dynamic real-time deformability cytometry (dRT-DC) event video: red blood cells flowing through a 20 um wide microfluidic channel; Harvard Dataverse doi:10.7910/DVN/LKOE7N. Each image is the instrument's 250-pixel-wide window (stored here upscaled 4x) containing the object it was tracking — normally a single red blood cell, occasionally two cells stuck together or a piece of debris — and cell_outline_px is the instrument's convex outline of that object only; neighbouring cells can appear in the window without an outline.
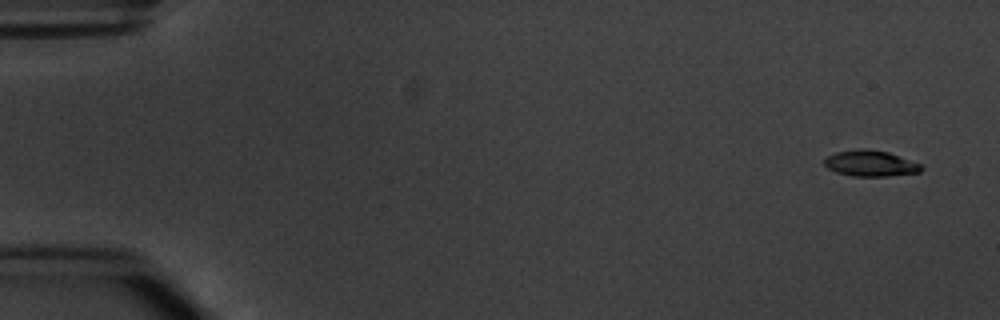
{"species": "common noctule bat (a hibernating species)", "species_latin": "Nyctalus noctula", "temperature_condition": "warm", "stored_images_in_passage": 5, "camera_frame_rate_fps": 3000, "um_per_image_px": 0.085, "animal": {"sex": "male", "body_mass_g": 20.1, "forearm_length_mm": 53.5}, "frame": {"image": 1, "passage_image": 1, "time_ms": 0.0, "image_size_px": [1000, 320], "cell_outline_px": [[924, 168], [920, 172], [888, 176], [852, 176], [836, 172], [828, 168], [824, 164], [824, 160], [828, 156], [836, 152], [860, 148], [888, 152], [920, 164]], "centroid_in_image_um": [73.98, 13.89], "position_along_channel_um": 11.0, "area_um2": 14.51}}